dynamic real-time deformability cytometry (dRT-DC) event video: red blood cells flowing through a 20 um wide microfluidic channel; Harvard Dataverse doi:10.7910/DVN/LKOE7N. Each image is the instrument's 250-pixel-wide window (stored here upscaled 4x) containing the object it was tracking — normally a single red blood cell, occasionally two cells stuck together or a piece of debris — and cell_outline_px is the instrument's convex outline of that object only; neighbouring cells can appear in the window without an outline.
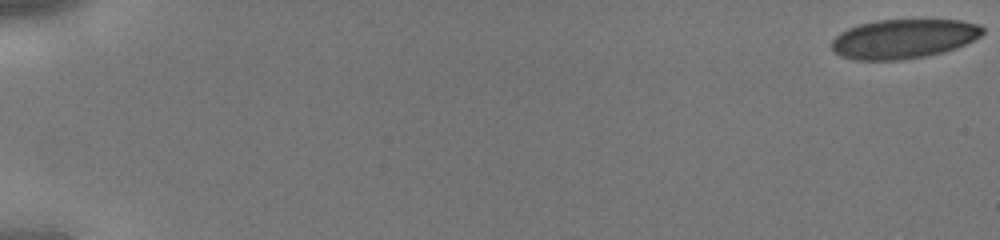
{"species": "human", "species_latin": "Homo sapiens", "temperature_condition": "cold", "stored_images_in_passage": 45, "camera_frame_rate_fps": 3000, "um_per_image_px": 0.085, "donor": {"sex": "male"}, "frame": {"image": 1, "passage_image": 1, "time_ms": 0.0, "image_size_px": [1000, 240], "cell_outline_px": [[984, 32], [980, 36], [956, 48], [944, 52], [924, 56], [900, 60], [852, 60], [840, 56], [832, 52], [832, 40], [840, 32], [848, 28], [860, 24], [876, 20], [960, 20], [976, 24], [984, 28]], "centroid_in_image_um": [76.76, 3.3], "position_along_channel_um": 8.2, "area_um2": 34.62}}
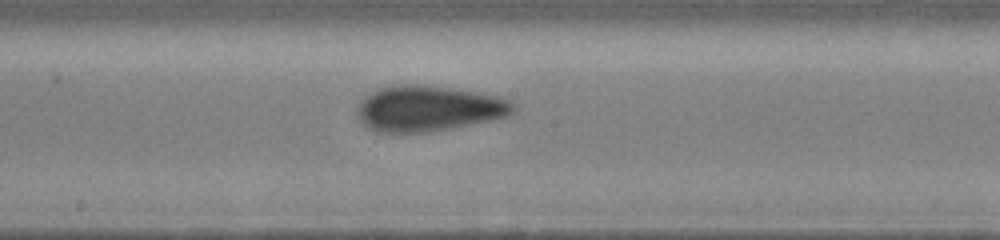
{"frame": {"image": 2, "passage_image": 26, "time_ms": 8.333, "image_size_px": [1000, 240], "cell_outline_px": [[516, 108], [508, 116], [428, 132], [376, 132], [368, 128], [356, 116], [356, 104], [364, 96], [380, 88], [400, 84], [412, 84], [452, 88], [496, 96], [512, 100], [516, 104]], "centroid_in_image_um": [36.36, 9.21], "position_along_channel_um": 211.8, "area_um2": 41.33}}
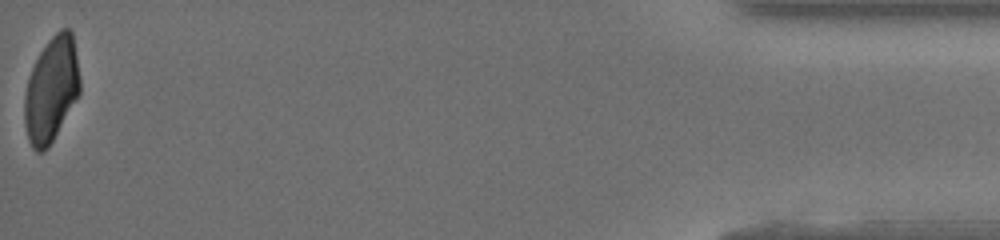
{"frame": {"image": 3, "passage_image": 45, "time_ms": 14.667, "image_size_px": [1000, 240], "cell_outline_px": [[80, 92], [48, 148], [44, 152], [36, 152], [32, 148], [28, 140], [24, 124], [24, 96], [28, 80], [32, 68], [40, 52], [48, 40], [60, 28], [68, 28], [72, 32], [80, 80]], "centroid_in_image_um": [4.34, 7.63], "position_along_channel_um": 430.9, "area_um2": 33.7}}